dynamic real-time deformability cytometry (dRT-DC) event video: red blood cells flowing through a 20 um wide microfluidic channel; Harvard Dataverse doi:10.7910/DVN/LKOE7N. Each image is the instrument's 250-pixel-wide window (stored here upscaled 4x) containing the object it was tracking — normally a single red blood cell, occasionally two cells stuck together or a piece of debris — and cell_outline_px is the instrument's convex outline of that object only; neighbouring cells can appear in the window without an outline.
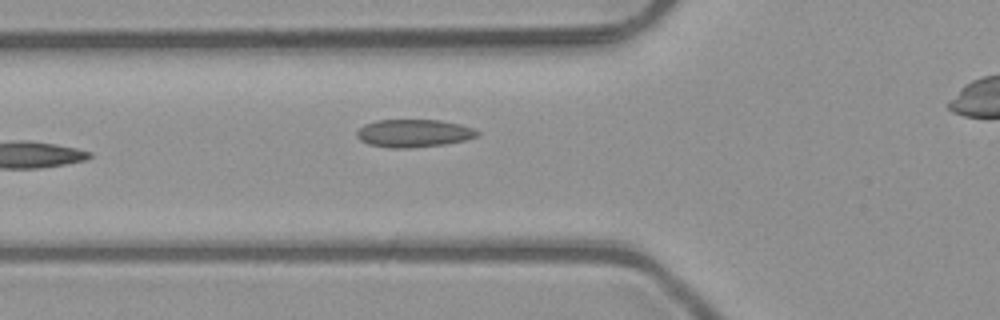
{"species": "common noctule bat (a hibernating species)", "species_latin": "Nyctalus noctula", "temperature_condition": "room temperature", "stored_images_in_passage": 5, "camera_frame_rate_fps": 3000, "um_per_image_px": 0.085, "animal": {"sex": "male", "body_mass_g": 23.1, "forearm_length_mm": 52.7}, "frame": {"image": 1, "passage_image": 5, "time_ms": 1.333, "image_size_px": [1000, 320], "cell_outline_px": [[480, 132], [476, 136], [464, 140], [444, 144], [408, 148], [392, 148], [368, 144], [360, 140], [356, 136], [356, 132], [364, 124], [376, 120], [440, 120], [460, 124], [472, 128]], "centroid_in_image_um": [35.13, 11.32], "position_along_channel_um": 90.7, "area_um2": 19.42}}